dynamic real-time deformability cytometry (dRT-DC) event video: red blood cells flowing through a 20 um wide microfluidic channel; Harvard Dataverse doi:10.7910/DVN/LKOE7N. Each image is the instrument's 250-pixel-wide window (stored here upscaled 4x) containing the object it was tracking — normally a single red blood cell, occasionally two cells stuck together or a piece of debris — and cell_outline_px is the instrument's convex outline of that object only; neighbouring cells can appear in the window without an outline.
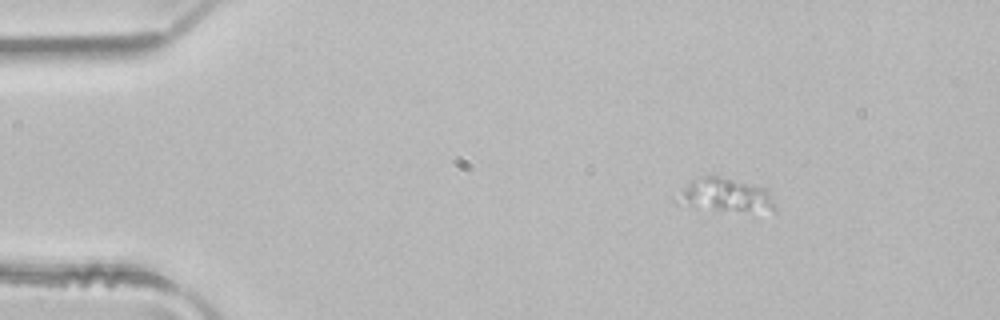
{"species": "common noctule bat (a hibernating species)", "species_latin": "Nyctalus noctula", "temperature_condition": "room temperature", "stored_images_in_passage": 4, "camera_frame_rate_fps": 3000, "um_per_image_px": 0.085, "animal": {"sex": "male", "body_mass_g": 21.5, "forearm_length_mm": 52.0}, "frame": {"image": 1, "passage_image": 1, "time_ms": 0.0, "image_size_px": [1000, 320], "cell_outline_px": [[776, 212], [712, 208], [676, 204], [672, 200], [672, 196], [692, 180], [700, 176], [720, 176], [768, 188], [776, 208]], "centroid_in_image_um": [61.61, 16.56], "position_along_channel_um": 23.4, "area_um2": 19.07}}
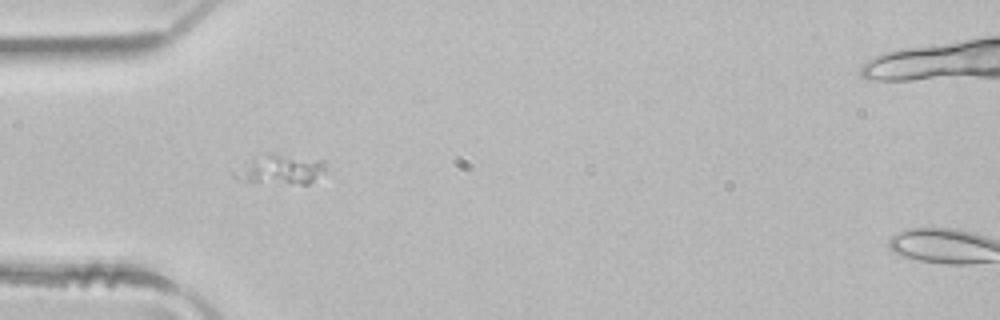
{"frame": {"image": 2, "passage_image": 3, "time_ms": 0.667, "image_size_px": [1000, 320], "cell_outline_px": [[324, 172], [308, 184], [300, 184], [236, 180], [232, 176], [232, 172], [252, 160], [268, 152], [324, 160]], "centroid_in_image_um": [23.85, 14.4], "position_along_channel_um": 61.2, "area_um2": 15.37}}
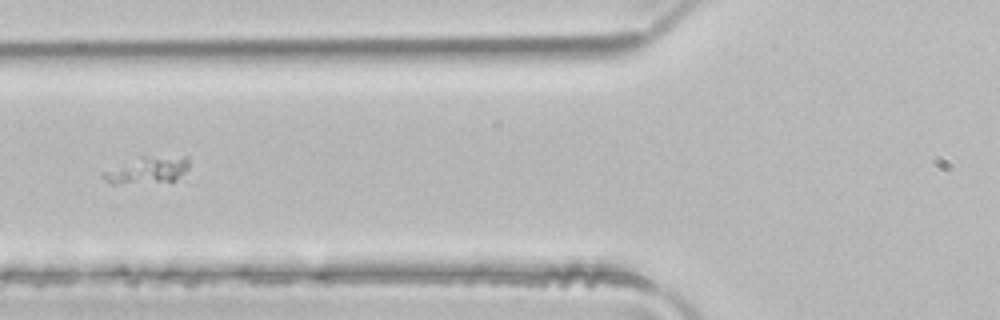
{"frame": {"image": 3, "passage_image": 4, "time_ms": 1.0, "image_size_px": [1000, 320], "cell_outline_px": [[188, 168], [184, 172], [172, 180], [116, 184], [112, 184], [104, 180], [100, 176], [100, 172], [140, 156], [188, 156]], "centroid_in_image_um": [12.46, 14.43], "position_along_channel_um": 113.3, "area_um2": 13.29}}